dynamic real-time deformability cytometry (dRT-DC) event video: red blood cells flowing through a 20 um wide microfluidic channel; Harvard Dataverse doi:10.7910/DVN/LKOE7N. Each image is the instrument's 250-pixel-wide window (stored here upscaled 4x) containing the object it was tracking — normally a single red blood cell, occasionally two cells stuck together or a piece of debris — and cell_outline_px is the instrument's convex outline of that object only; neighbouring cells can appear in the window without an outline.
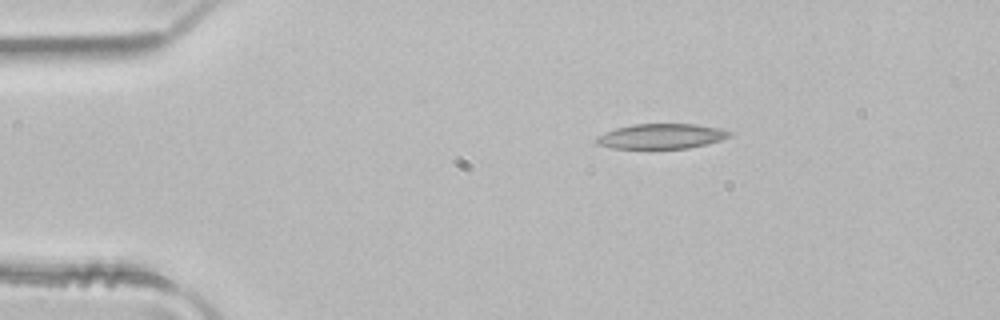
{"species": "common noctule bat (a hibernating species)", "species_latin": "Nyctalus noctula", "temperature_condition": "room temperature", "stored_images_in_passage": 5, "camera_frame_rate_fps": 3000, "um_per_image_px": 0.085, "animal": {"sex": "male", "body_mass_g": 21.5, "forearm_length_mm": 52.0}, "frame": {"image": 1, "passage_image": 5, "time_ms": 1.333, "image_size_px": [1000, 320], "cell_outline_px": [[732, 136], [720, 140], [688, 148], [612, 148], [596, 144], [596, 136], [604, 132], [616, 128], [632, 124], [696, 124], [720, 128], [732, 132]], "centroid_in_image_um": [56.2, 11.57], "position_along_channel_um": 28.8, "area_um2": 19.36}}